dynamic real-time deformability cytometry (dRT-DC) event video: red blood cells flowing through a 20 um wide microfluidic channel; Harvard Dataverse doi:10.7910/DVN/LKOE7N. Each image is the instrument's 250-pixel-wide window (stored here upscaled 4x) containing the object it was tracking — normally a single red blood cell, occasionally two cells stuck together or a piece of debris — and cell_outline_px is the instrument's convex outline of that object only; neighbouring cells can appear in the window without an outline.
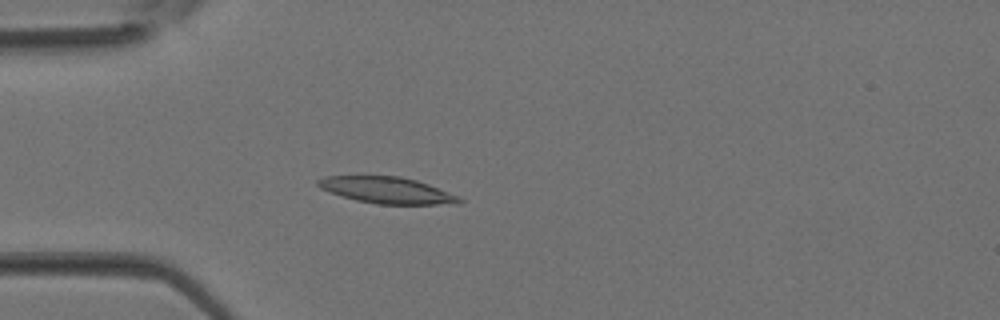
{"species": "Egyptian fruit bat (a non-hibernating species)", "species_latin": "Rousettus aegyptiacus", "temperature_condition": "room temperature", "stored_images_in_passage": 37, "camera_frame_rate_fps": 3000, "um_per_image_px": 0.085, "animal": {"sex": "female"}, "frame": {"image": 1, "passage_image": 10, "time_ms": 3.0, "image_size_px": [1000, 320], "cell_outline_px": [[464, 200], [460, 204], [376, 204], [356, 200], [320, 188], [316, 184], [316, 180], [324, 176], [400, 176], [416, 180], [428, 184], [460, 196]], "centroid_in_image_um": [32.93, 16.17], "position_along_channel_um": 52.1, "area_um2": 21.73}}
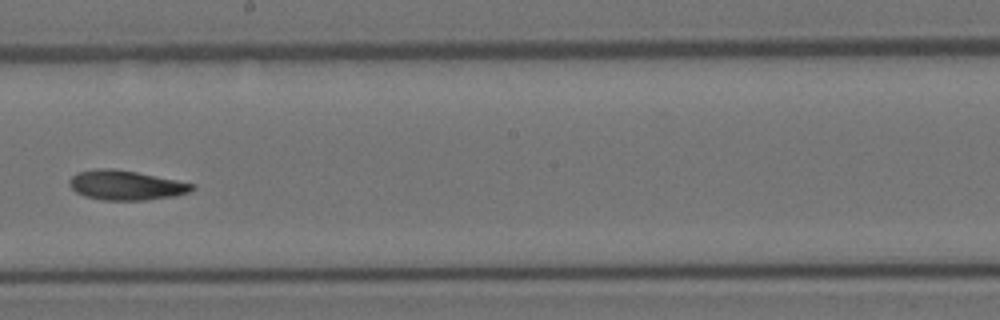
{"frame": {"image": 2, "passage_image": 21, "time_ms": 6.667, "image_size_px": [1000, 320], "cell_outline_px": [[196, 188], [188, 192], [176, 196], [144, 200], [104, 200], [84, 196], [76, 192], [68, 184], [68, 180], [76, 172], [96, 168], [112, 168], [136, 172], [196, 184]], "centroid_in_image_um": [10.68, 15.74], "position_along_channel_um": 237.5, "area_um2": 21.27}}
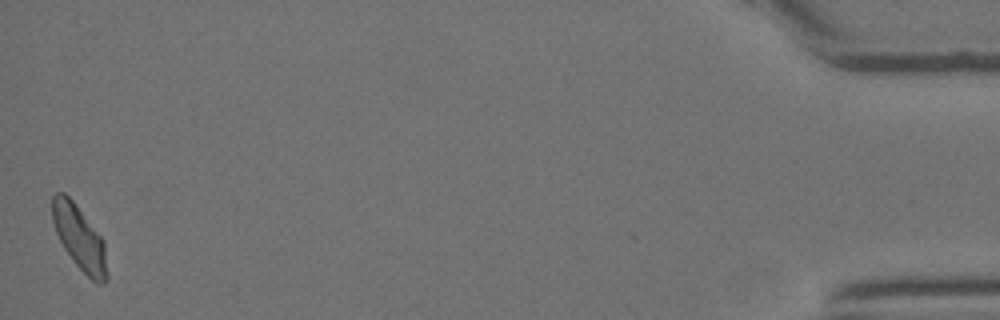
{"frame": {"image": 3, "passage_image": 37, "time_ms": 12.0, "image_size_px": [1000, 320], "cell_outline_px": [[108, 280], [104, 284], [96, 284], [72, 260], [64, 248], [56, 232], [52, 220], [52, 196], [56, 192], [64, 192], [72, 200], [104, 240], [108, 276]], "centroid_in_image_um": [6.77, 20.25], "position_along_channel_um": 428.4, "area_um2": 20.46}}